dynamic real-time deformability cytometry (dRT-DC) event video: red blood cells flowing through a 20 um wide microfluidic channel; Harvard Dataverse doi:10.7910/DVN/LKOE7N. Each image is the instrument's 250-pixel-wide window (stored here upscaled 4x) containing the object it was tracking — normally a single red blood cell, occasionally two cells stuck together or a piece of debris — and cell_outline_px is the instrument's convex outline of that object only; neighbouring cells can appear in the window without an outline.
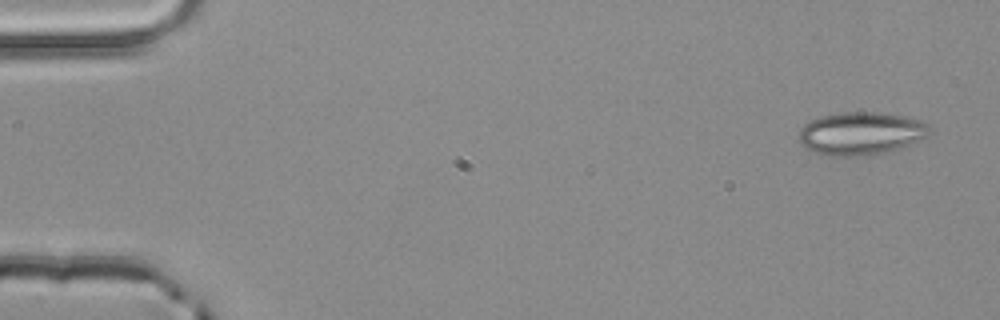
{"species": "common noctule bat (a hibernating species)", "species_latin": "Nyctalus noctula", "temperature_condition": "room temperature", "stored_images_in_passage": 4, "camera_frame_rate_fps": 3000, "um_per_image_px": 0.085, "animal": {"sex": "male", "body_mass_g": 20.4}, "frame": {"image": 1, "passage_image": 1, "time_ms": 0.0, "image_size_px": [1000, 320], "cell_outline_px": [[928, 136], [920, 140], [884, 152], [868, 156], [828, 156], [816, 152], [800, 144], [800, 128], [804, 124], [820, 116], [840, 112], [876, 112], [904, 116], [920, 120], [928, 124]], "centroid_in_image_um": [73.15, 11.33], "position_along_channel_um": 11.8, "area_um2": 32.43}}